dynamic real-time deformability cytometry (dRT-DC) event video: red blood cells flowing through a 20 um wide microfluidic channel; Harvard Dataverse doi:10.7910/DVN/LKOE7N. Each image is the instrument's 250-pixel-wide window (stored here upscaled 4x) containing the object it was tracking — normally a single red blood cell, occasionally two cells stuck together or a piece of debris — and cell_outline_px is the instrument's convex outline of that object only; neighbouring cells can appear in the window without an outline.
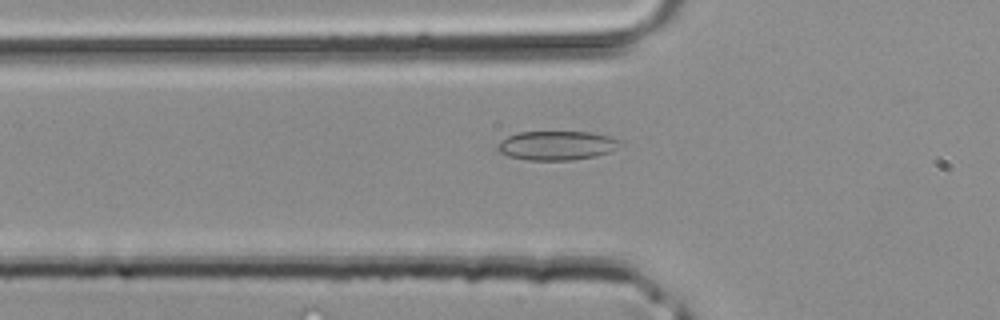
{"species": "common noctule bat (a hibernating species)", "species_latin": "Nyctalus noctula", "temperature_condition": "room temperature", "stored_images_in_passage": 32, "camera_frame_rate_fps": 3000, "um_per_image_px": 0.085, "animal": {"sex": "male", "body_mass_g": 20.4}, "frame": {"image": 1, "passage_image": 4, "time_ms": 1.0, "image_size_px": [1000, 320], "cell_outline_px": [[624, 144], [608, 152], [596, 156], [572, 160], [524, 160], [508, 156], [500, 152], [496, 148], [496, 144], [500, 140], [516, 132], [592, 132], [624, 140]], "centroid_in_image_um": [47.32, 12.36], "position_along_channel_um": 78.5, "area_um2": 21.1}}
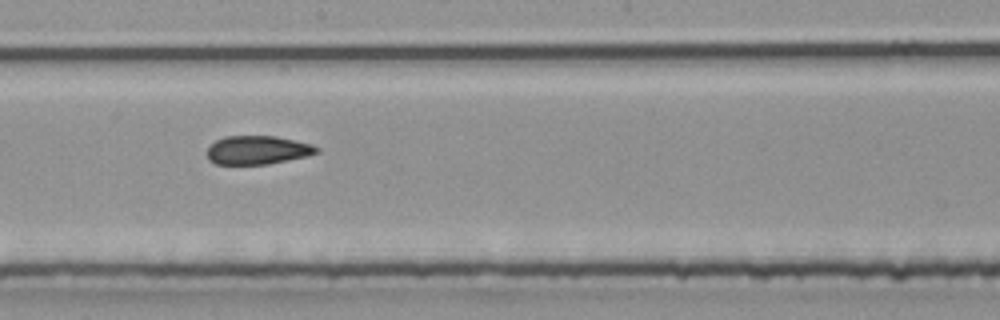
{"frame": {"image": 2, "passage_image": 13, "time_ms": 4.0, "image_size_px": [1000, 320], "cell_outline_px": [[320, 152], [308, 156], [268, 164], [216, 164], [208, 160], [208, 148], [216, 140], [224, 136], [276, 136], [312, 144], [320, 148]], "centroid_in_image_um": [21.92, 12.75], "position_along_channel_um": 226.3, "area_um2": 18.32}}
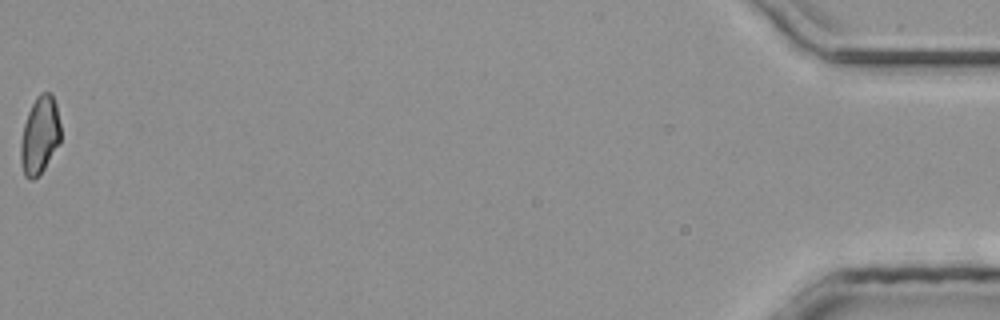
{"frame": {"image": 3, "passage_image": 32, "time_ms": 10.333, "image_size_px": [1000, 320], "cell_outline_px": [[60, 144], [44, 168], [32, 180], [28, 180], [24, 176], [20, 160], [20, 140], [24, 124], [28, 112], [36, 96], [40, 92], [52, 92], [56, 104], [60, 124]], "centroid_in_image_um": [3.37, 11.49], "position_along_channel_um": 431.8, "area_um2": 18.26}}